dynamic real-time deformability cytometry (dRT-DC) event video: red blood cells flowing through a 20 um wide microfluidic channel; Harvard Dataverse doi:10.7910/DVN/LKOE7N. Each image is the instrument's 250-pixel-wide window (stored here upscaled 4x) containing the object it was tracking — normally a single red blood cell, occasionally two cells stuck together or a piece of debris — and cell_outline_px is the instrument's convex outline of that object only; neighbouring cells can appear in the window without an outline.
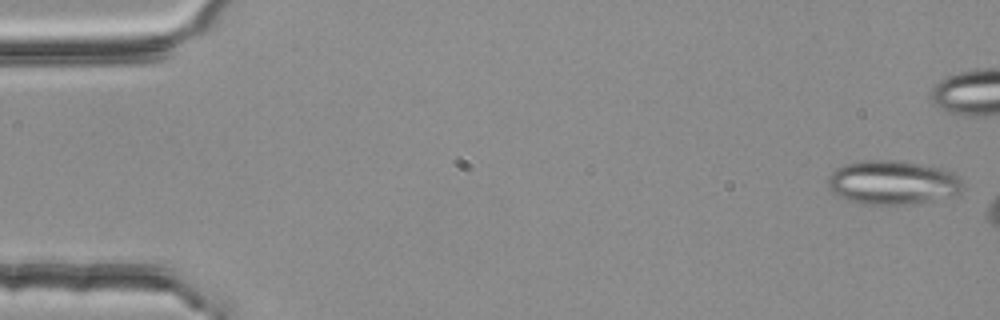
{"species": "common noctule bat (a hibernating species)", "species_latin": "Nyctalus noctula", "temperature_condition": "room temperature", "stored_images_in_passage": 3, "camera_frame_rate_fps": 3000, "um_per_image_px": 0.085, "animal": {"sex": "female", "body_mass_g": 25.1}, "frame": {"image": 1, "passage_image": 1, "time_ms": 0.0, "image_size_px": [1000, 320], "cell_outline_px": [[964, 188], [960, 192], [952, 196], [908, 204], [864, 204], [844, 200], [832, 192], [828, 188], [828, 176], [836, 168], [844, 164], [860, 160], [900, 160], [944, 168], [960, 176], [964, 180]], "centroid_in_image_um": [75.88, 15.5], "position_along_channel_um": 9.1, "area_um2": 35.14}}